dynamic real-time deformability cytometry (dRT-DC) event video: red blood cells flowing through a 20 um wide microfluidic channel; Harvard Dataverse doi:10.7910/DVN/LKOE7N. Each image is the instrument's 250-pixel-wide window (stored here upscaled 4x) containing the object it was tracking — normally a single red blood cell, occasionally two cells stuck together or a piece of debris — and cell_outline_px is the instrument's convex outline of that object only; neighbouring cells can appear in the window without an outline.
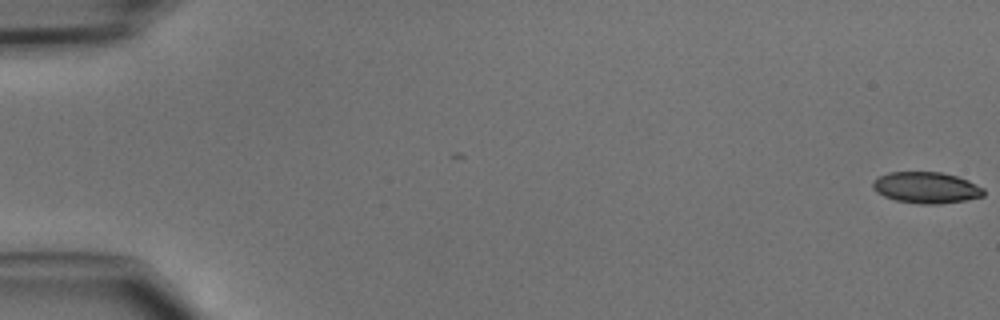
{"species": "common noctule bat (a hibernating species)", "species_latin": "Nyctalus noctula", "temperature_condition": "cold", "stored_images_in_passage": 47, "camera_frame_rate_fps": 3000, "um_per_image_px": 0.085, "animal": {"sex": "male", "body_mass_g": 15.6}, "frame": {"image": 1, "passage_image": 1, "time_ms": 0.0, "image_size_px": [1000, 320], "cell_outline_px": [[984, 196], [964, 200], [940, 204], [920, 204], [896, 200], [884, 196], [876, 192], [872, 188], [872, 180], [888, 172], [940, 172], [956, 176], [968, 180], [984, 188]], "centroid_in_image_um": [78.71, 15.95], "position_along_channel_um": 6.3, "area_um2": 20.23}}
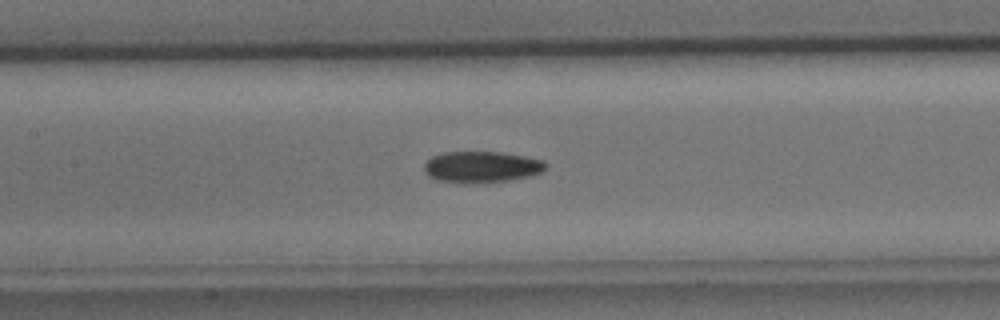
{"frame": {"image": 2, "passage_image": 23, "time_ms": 7.333, "image_size_px": [1000, 320], "cell_outline_px": [[544, 172], [532, 176], [508, 180], [464, 184], [460, 184], [436, 180], [428, 176], [424, 168], [424, 164], [432, 156], [444, 152], [500, 152], [524, 156], [544, 160]], "centroid_in_image_um": [40.91, 14.2], "position_along_channel_um": 166.5, "area_um2": 22.31}}
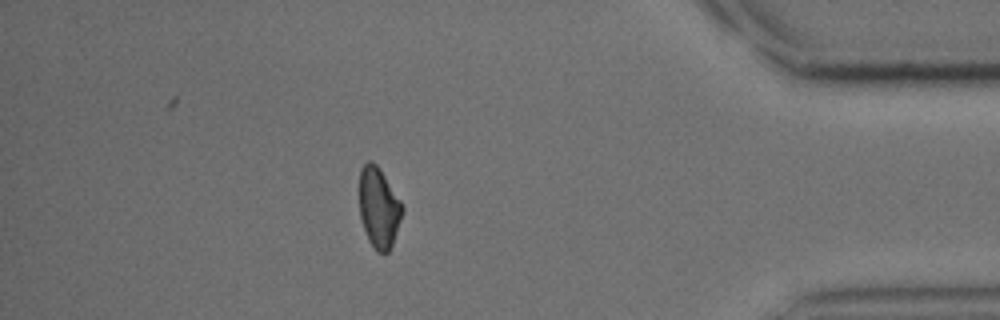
{"frame": {"image": 3, "passage_image": 42, "time_ms": 13.667, "image_size_px": [1000, 320], "cell_outline_px": [[404, 208], [392, 244], [388, 252], [376, 252], [368, 240], [360, 216], [360, 168], [368, 160], [372, 160], [380, 168], [400, 200]], "centroid_in_image_um": [32.19, 17.63], "position_along_channel_um": 403.0, "area_um2": 19.94}}